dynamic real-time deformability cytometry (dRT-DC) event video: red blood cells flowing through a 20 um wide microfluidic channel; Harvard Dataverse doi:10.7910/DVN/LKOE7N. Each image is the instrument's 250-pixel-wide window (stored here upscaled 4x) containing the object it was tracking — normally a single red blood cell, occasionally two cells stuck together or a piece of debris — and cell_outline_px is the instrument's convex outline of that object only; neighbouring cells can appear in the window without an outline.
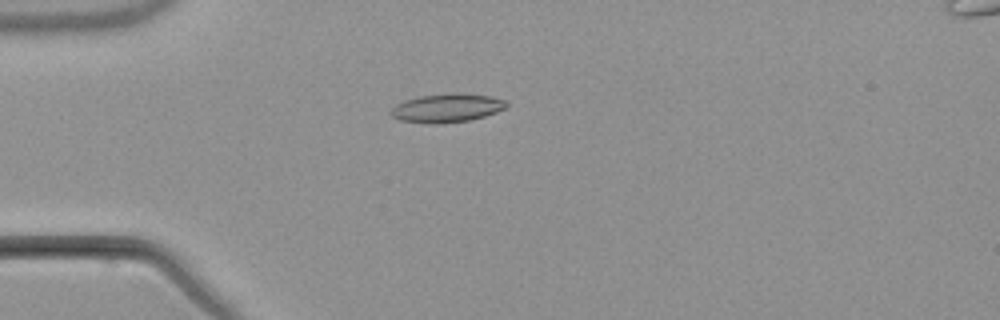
{"species": "common noctule bat (a hibernating species)", "species_latin": "Nyctalus noctula", "temperature_condition": "warm", "stored_images_in_passage": 5, "camera_frame_rate_fps": 3000, "um_per_image_px": 0.085, "animal": {"sex": "male", "body_mass_g": 21.5, "forearm_length_mm": 52.0}, "frame": {"image": 1, "passage_image": 4, "time_ms": 4.333, "image_size_px": [1000, 320], "cell_outline_px": [[508, 104], [504, 108], [496, 112], [484, 116], [468, 120], [440, 124], [432, 124], [400, 120], [392, 116], [388, 112], [396, 104], [404, 100], [420, 96], [488, 96], [504, 100]], "centroid_in_image_um": [37.9, 9.24], "position_along_channel_um": 47.1, "area_um2": 18.21}}